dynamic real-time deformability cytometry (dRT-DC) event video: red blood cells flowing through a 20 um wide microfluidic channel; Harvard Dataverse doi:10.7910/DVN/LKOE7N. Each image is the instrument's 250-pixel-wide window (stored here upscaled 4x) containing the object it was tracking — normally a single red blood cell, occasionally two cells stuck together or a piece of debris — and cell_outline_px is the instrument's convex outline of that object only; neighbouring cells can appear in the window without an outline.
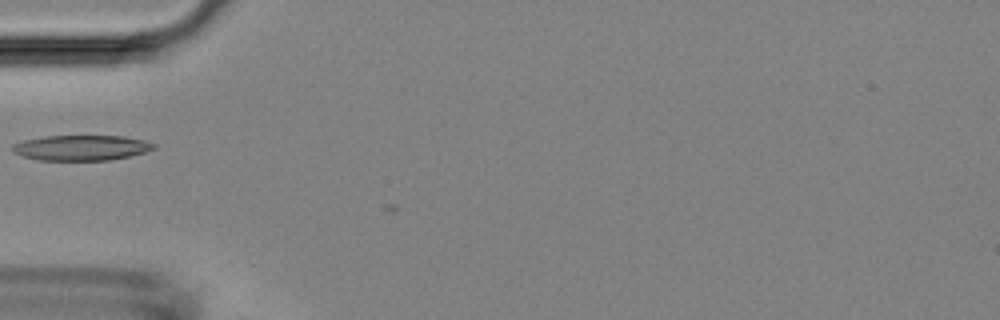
{"species": "Egyptian fruit bat (a non-hibernating species)", "species_latin": "Rousettus aegyptiacus", "temperature_condition": "room temperature", "stored_images_in_passage": 6, "camera_frame_rate_fps": 3000, "um_per_image_px": 0.085, "animal": {"sex": "female"}, "frame": {"image": 1, "passage_image": 4, "time_ms": 1.0, "image_size_px": [1000, 320], "cell_outline_px": [[156, 148], [144, 152], [128, 156], [108, 160], [36, 160], [12, 152], [12, 144], [20, 140], [44, 136], [124, 136], [144, 140], [156, 144]], "centroid_in_image_um": [6.87, 12.55], "position_along_channel_um": 78.1, "area_um2": 20.92}}